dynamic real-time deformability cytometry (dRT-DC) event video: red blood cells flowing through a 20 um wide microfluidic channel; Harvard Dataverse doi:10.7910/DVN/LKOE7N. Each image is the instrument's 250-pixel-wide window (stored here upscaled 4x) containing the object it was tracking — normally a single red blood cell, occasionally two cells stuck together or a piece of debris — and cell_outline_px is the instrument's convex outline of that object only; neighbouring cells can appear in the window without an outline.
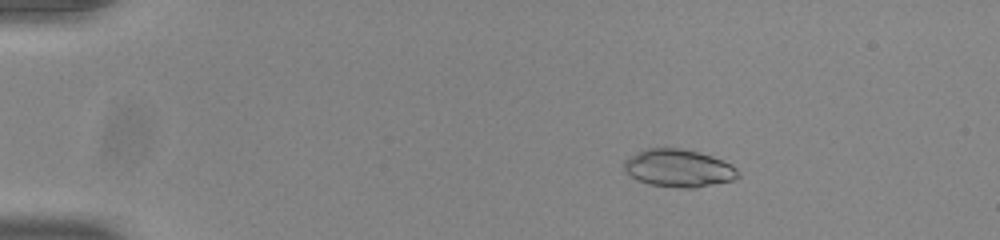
{"species": "common noctule bat (a hibernating species)", "species_latin": "Nyctalus noctula", "temperature_condition": "room temperature", "stored_images_in_passage": 54, "camera_frame_rate_fps": 3000, "um_per_image_px": 0.085, "animal": {"sex": "male", "body_mass_g": 20.0, "forearm_length_mm": 53.3}, "frame": {"image": 1, "passage_image": 10, "time_ms": 3.0, "image_size_px": [1000, 240], "cell_outline_px": [[740, 176], [732, 180], [696, 188], [680, 188], [648, 184], [636, 180], [624, 168], [624, 160], [636, 152], [644, 148], [680, 148], [712, 156], [724, 160], [732, 164], [740, 172]], "centroid_in_image_um": [57.69, 14.3], "position_along_channel_um": 27.3, "area_um2": 25.14}}
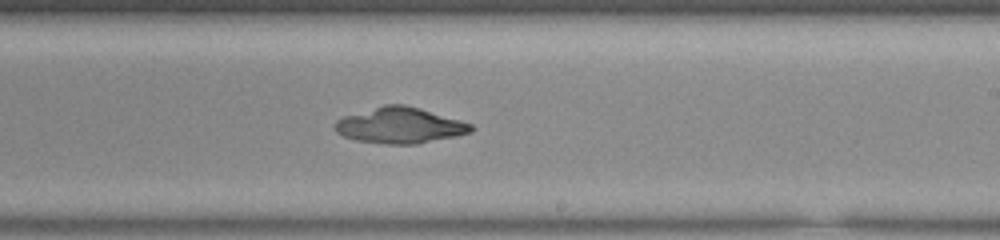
{"frame": {"image": 2, "passage_image": 34, "time_ms": 11.0, "image_size_px": [1000, 240], "cell_outline_px": [[476, 128], [472, 132], [456, 136], [416, 144], [384, 144], [356, 140], [344, 136], [336, 132], [336, 120], [344, 116], [384, 104], [404, 104], [420, 108], [460, 120], [472, 124]], "centroid_in_image_um": [34.02, 10.66], "position_along_channel_um": 255.0, "area_um2": 28.38}}
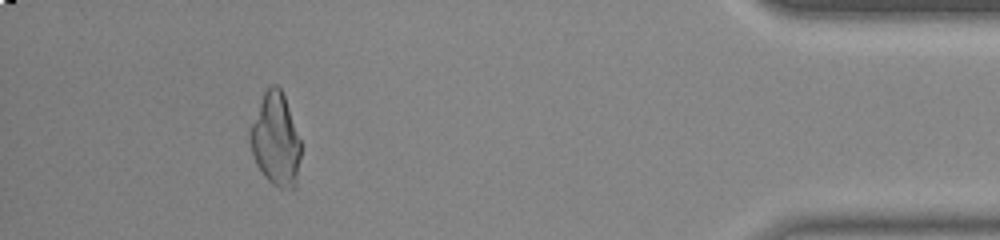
{"frame": {"image": 3, "passage_image": 50, "time_ms": 16.333, "image_size_px": [1000, 240], "cell_outline_px": [[300, 156], [296, 188], [280, 188], [272, 184], [264, 176], [256, 164], [248, 140], [248, 128], [264, 92], [272, 84], [276, 84], [280, 88], [284, 96], [300, 140]], "centroid_in_image_um": [23.4, 11.88], "position_along_channel_um": 411.8, "area_um2": 27.46}}